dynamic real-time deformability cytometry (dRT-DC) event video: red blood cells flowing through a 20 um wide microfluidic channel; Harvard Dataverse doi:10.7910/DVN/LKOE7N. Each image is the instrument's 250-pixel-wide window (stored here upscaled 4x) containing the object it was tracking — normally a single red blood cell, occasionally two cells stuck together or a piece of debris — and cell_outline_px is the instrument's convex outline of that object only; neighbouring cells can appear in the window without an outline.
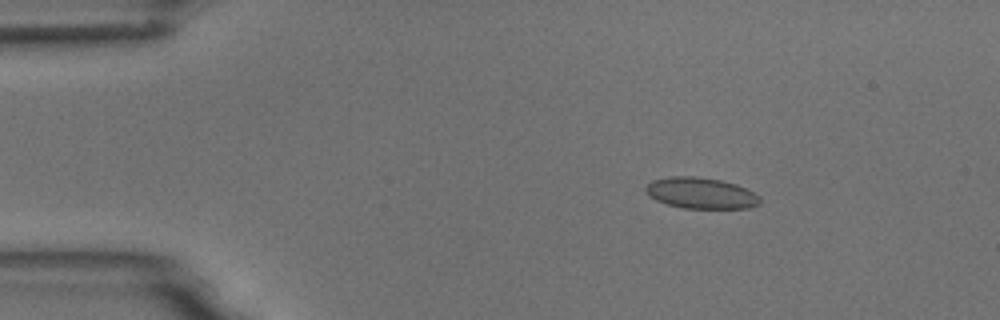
{"species": "common noctule bat (a hibernating species)", "species_latin": "Nyctalus noctula", "temperature_condition": "room temperature", "stored_images_in_passage": 4, "camera_frame_rate_fps": 3000, "um_per_image_px": 0.085, "animal": {"sex": "male", "body_mass_g": 18.8}, "frame": {"image": 1, "passage_image": 2, "time_ms": 1.333, "image_size_px": [1000, 320], "cell_outline_px": [[760, 204], [748, 208], [684, 208], [668, 204], [656, 200], [648, 196], [644, 192], [644, 188], [652, 180], [668, 176], [696, 176], [720, 180], [736, 184], [760, 196]], "centroid_in_image_um": [59.54, 16.41], "position_along_channel_um": 25.5, "area_um2": 20.75}}
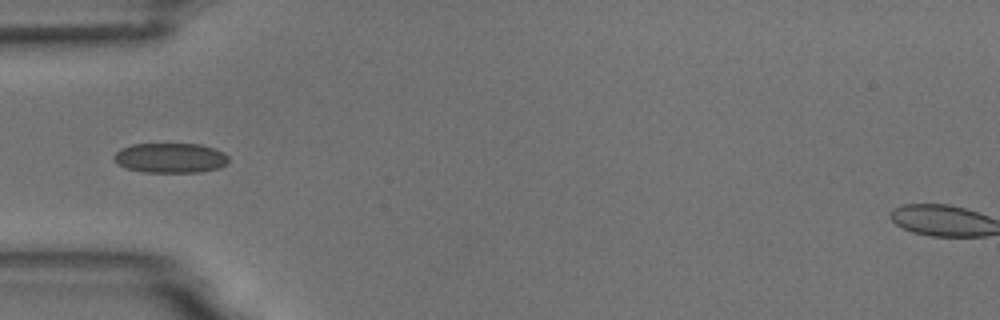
{"frame": {"image": 2, "passage_image": 4, "time_ms": 4.333, "image_size_px": [1000, 320], "cell_outline_px": [[228, 164], [220, 168], [200, 172], [144, 172], [128, 168], [116, 164], [112, 160], [112, 156], [120, 148], [132, 144], [200, 144], [216, 148], [224, 152], [228, 156]], "centroid_in_image_um": [14.49, 13.42], "position_along_channel_um": 70.5, "area_um2": 20.29}}